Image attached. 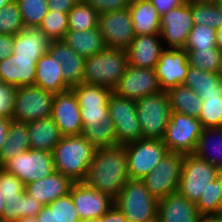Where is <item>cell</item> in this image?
<instances>
[{"label": "cell", "mask_w": 222, "mask_h": 222, "mask_svg": "<svg viewBox=\"0 0 222 222\" xmlns=\"http://www.w3.org/2000/svg\"><path fill=\"white\" fill-rule=\"evenodd\" d=\"M13 0H0V9Z\"/></svg>", "instance_id": "cell-61"}, {"label": "cell", "mask_w": 222, "mask_h": 222, "mask_svg": "<svg viewBox=\"0 0 222 222\" xmlns=\"http://www.w3.org/2000/svg\"><path fill=\"white\" fill-rule=\"evenodd\" d=\"M72 184L67 176L55 171L43 179L25 184L24 191L45 206L67 195Z\"/></svg>", "instance_id": "cell-24"}, {"label": "cell", "mask_w": 222, "mask_h": 222, "mask_svg": "<svg viewBox=\"0 0 222 222\" xmlns=\"http://www.w3.org/2000/svg\"><path fill=\"white\" fill-rule=\"evenodd\" d=\"M25 29L16 0L0 9V34L16 35Z\"/></svg>", "instance_id": "cell-45"}, {"label": "cell", "mask_w": 222, "mask_h": 222, "mask_svg": "<svg viewBox=\"0 0 222 222\" xmlns=\"http://www.w3.org/2000/svg\"><path fill=\"white\" fill-rule=\"evenodd\" d=\"M154 69L162 91L183 84L189 69L186 51L164 49Z\"/></svg>", "instance_id": "cell-19"}, {"label": "cell", "mask_w": 222, "mask_h": 222, "mask_svg": "<svg viewBox=\"0 0 222 222\" xmlns=\"http://www.w3.org/2000/svg\"><path fill=\"white\" fill-rule=\"evenodd\" d=\"M71 89L80 106L83 125L96 126L109 116L108 100L112 93L111 89L84 82L72 86Z\"/></svg>", "instance_id": "cell-12"}, {"label": "cell", "mask_w": 222, "mask_h": 222, "mask_svg": "<svg viewBox=\"0 0 222 222\" xmlns=\"http://www.w3.org/2000/svg\"><path fill=\"white\" fill-rule=\"evenodd\" d=\"M2 168L28 184L55 172L53 152L29 149L8 160Z\"/></svg>", "instance_id": "cell-11"}, {"label": "cell", "mask_w": 222, "mask_h": 222, "mask_svg": "<svg viewBox=\"0 0 222 222\" xmlns=\"http://www.w3.org/2000/svg\"><path fill=\"white\" fill-rule=\"evenodd\" d=\"M95 150L83 135L62 136L53 150L55 171L73 183L83 182Z\"/></svg>", "instance_id": "cell-2"}, {"label": "cell", "mask_w": 222, "mask_h": 222, "mask_svg": "<svg viewBox=\"0 0 222 222\" xmlns=\"http://www.w3.org/2000/svg\"><path fill=\"white\" fill-rule=\"evenodd\" d=\"M127 67V51L107 47L103 51L85 58L82 82L104 86L113 91Z\"/></svg>", "instance_id": "cell-3"}, {"label": "cell", "mask_w": 222, "mask_h": 222, "mask_svg": "<svg viewBox=\"0 0 222 222\" xmlns=\"http://www.w3.org/2000/svg\"><path fill=\"white\" fill-rule=\"evenodd\" d=\"M218 211H222V192H221V196H220V203H219Z\"/></svg>", "instance_id": "cell-63"}, {"label": "cell", "mask_w": 222, "mask_h": 222, "mask_svg": "<svg viewBox=\"0 0 222 222\" xmlns=\"http://www.w3.org/2000/svg\"><path fill=\"white\" fill-rule=\"evenodd\" d=\"M82 135L97 149L116 146V132L114 123L109 116L96 126L83 125Z\"/></svg>", "instance_id": "cell-36"}, {"label": "cell", "mask_w": 222, "mask_h": 222, "mask_svg": "<svg viewBox=\"0 0 222 222\" xmlns=\"http://www.w3.org/2000/svg\"><path fill=\"white\" fill-rule=\"evenodd\" d=\"M154 7L157 9L160 16L167 13L173 8L182 6L186 3V0H150Z\"/></svg>", "instance_id": "cell-49"}, {"label": "cell", "mask_w": 222, "mask_h": 222, "mask_svg": "<svg viewBox=\"0 0 222 222\" xmlns=\"http://www.w3.org/2000/svg\"><path fill=\"white\" fill-rule=\"evenodd\" d=\"M183 85L198 95L222 94V81L215 72L203 71L189 66Z\"/></svg>", "instance_id": "cell-34"}, {"label": "cell", "mask_w": 222, "mask_h": 222, "mask_svg": "<svg viewBox=\"0 0 222 222\" xmlns=\"http://www.w3.org/2000/svg\"><path fill=\"white\" fill-rule=\"evenodd\" d=\"M39 28L51 39L62 40L69 30L68 13L49 10Z\"/></svg>", "instance_id": "cell-44"}, {"label": "cell", "mask_w": 222, "mask_h": 222, "mask_svg": "<svg viewBox=\"0 0 222 222\" xmlns=\"http://www.w3.org/2000/svg\"><path fill=\"white\" fill-rule=\"evenodd\" d=\"M108 112L114 123L117 144L124 145L142 139L136 101L112 91L108 100Z\"/></svg>", "instance_id": "cell-10"}, {"label": "cell", "mask_w": 222, "mask_h": 222, "mask_svg": "<svg viewBox=\"0 0 222 222\" xmlns=\"http://www.w3.org/2000/svg\"><path fill=\"white\" fill-rule=\"evenodd\" d=\"M14 36L0 34V60H3L13 53Z\"/></svg>", "instance_id": "cell-51"}, {"label": "cell", "mask_w": 222, "mask_h": 222, "mask_svg": "<svg viewBox=\"0 0 222 222\" xmlns=\"http://www.w3.org/2000/svg\"><path fill=\"white\" fill-rule=\"evenodd\" d=\"M186 2L188 3H218L219 0H186Z\"/></svg>", "instance_id": "cell-57"}, {"label": "cell", "mask_w": 222, "mask_h": 222, "mask_svg": "<svg viewBox=\"0 0 222 222\" xmlns=\"http://www.w3.org/2000/svg\"><path fill=\"white\" fill-rule=\"evenodd\" d=\"M99 13L80 0L68 13L69 30L83 31L98 27Z\"/></svg>", "instance_id": "cell-37"}, {"label": "cell", "mask_w": 222, "mask_h": 222, "mask_svg": "<svg viewBox=\"0 0 222 222\" xmlns=\"http://www.w3.org/2000/svg\"><path fill=\"white\" fill-rule=\"evenodd\" d=\"M98 28L108 48L125 50L135 37L128 8L99 14Z\"/></svg>", "instance_id": "cell-15"}, {"label": "cell", "mask_w": 222, "mask_h": 222, "mask_svg": "<svg viewBox=\"0 0 222 222\" xmlns=\"http://www.w3.org/2000/svg\"><path fill=\"white\" fill-rule=\"evenodd\" d=\"M183 158V154L169 152L155 169L144 177L146 188L157 200L178 191Z\"/></svg>", "instance_id": "cell-13"}, {"label": "cell", "mask_w": 222, "mask_h": 222, "mask_svg": "<svg viewBox=\"0 0 222 222\" xmlns=\"http://www.w3.org/2000/svg\"><path fill=\"white\" fill-rule=\"evenodd\" d=\"M129 179L124 145L97 148L84 183L115 199Z\"/></svg>", "instance_id": "cell-1"}, {"label": "cell", "mask_w": 222, "mask_h": 222, "mask_svg": "<svg viewBox=\"0 0 222 222\" xmlns=\"http://www.w3.org/2000/svg\"><path fill=\"white\" fill-rule=\"evenodd\" d=\"M125 50L128 54V66L154 69L164 46L160 34L135 35Z\"/></svg>", "instance_id": "cell-20"}, {"label": "cell", "mask_w": 222, "mask_h": 222, "mask_svg": "<svg viewBox=\"0 0 222 222\" xmlns=\"http://www.w3.org/2000/svg\"><path fill=\"white\" fill-rule=\"evenodd\" d=\"M142 139H163L167 128L171 107L168 93L145 96L136 101Z\"/></svg>", "instance_id": "cell-5"}, {"label": "cell", "mask_w": 222, "mask_h": 222, "mask_svg": "<svg viewBox=\"0 0 222 222\" xmlns=\"http://www.w3.org/2000/svg\"><path fill=\"white\" fill-rule=\"evenodd\" d=\"M17 88L0 81V116L12 119Z\"/></svg>", "instance_id": "cell-47"}, {"label": "cell", "mask_w": 222, "mask_h": 222, "mask_svg": "<svg viewBox=\"0 0 222 222\" xmlns=\"http://www.w3.org/2000/svg\"><path fill=\"white\" fill-rule=\"evenodd\" d=\"M12 119L0 116V151L4 146Z\"/></svg>", "instance_id": "cell-53"}, {"label": "cell", "mask_w": 222, "mask_h": 222, "mask_svg": "<svg viewBox=\"0 0 222 222\" xmlns=\"http://www.w3.org/2000/svg\"><path fill=\"white\" fill-rule=\"evenodd\" d=\"M171 111L194 118L199 117L203 100L191 88L181 84L167 91Z\"/></svg>", "instance_id": "cell-32"}, {"label": "cell", "mask_w": 222, "mask_h": 222, "mask_svg": "<svg viewBox=\"0 0 222 222\" xmlns=\"http://www.w3.org/2000/svg\"><path fill=\"white\" fill-rule=\"evenodd\" d=\"M4 206H5V201H4V197H3L1 190H0V222H3Z\"/></svg>", "instance_id": "cell-56"}, {"label": "cell", "mask_w": 222, "mask_h": 222, "mask_svg": "<svg viewBox=\"0 0 222 222\" xmlns=\"http://www.w3.org/2000/svg\"><path fill=\"white\" fill-rule=\"evenodd\" d=\"M117 95L137 101L145 96L162 92L155 69L128 66L113 90Z\"/></svg>", "instance_id": "cell-16"}, {"label": "cell", "mask_w": 222, "mask_h": 222, "mask_svg": "<svg viewBox=\"0 0 222 222\" xmlns=\"http://www.w3.org/2000/svg\"><path fill=\"white\" fill-rule=\"evenodd\" d=\"M28 135L27 123L11 121L6 142L0 151V167L8 160L30 149Z\"/></svg>", "instance_id": "cell-31"}, {"label": "cell", "mask_w": 222, "mask_h": 222, "mask_svg": "<svg viewBox=\"0 0 222 222\" xmlns=\"http://www.w3.org/2000/svg\"><path fill=\"white\" fill-rule=\"evenodd\" d=\"M3 222H15L21 217H36L43 204L25 192L20 198L4 199Z\"/></svg>", "instance_id": "cell-35"}, {"label": "cell", "mask_w": 222, "mask_h": 222, "mask_svg": "<svg viewBox=\"0 0 222 222\" xmlns=\"http://www.w3.org/2000/svg\"><path fill=\"white\" fill-rule=\"evenodd\" d=\"M220 173L215 166L200 157L194 154L184 155L178 191L196 203L209 183L219 177Z\"/></svg>", "instance_id": "cell-6"}, {"label": "cell", "mask_w": 222, "mask_h": 222, "mask_svg": "<svg viewBox=\"0 0 222 222\" xmlns=\"http://www.w3.org/2000/svg\"><path fill=\"white\" fill-rule=\"evenodd\" d=\"M51 118L58 125L62 136L82 135L80 106L71 88L54 94Z\"/></svg>", "instance_id": "cell-17"}, {"label": "cell", "mask_w": 222, "mask_h": 222, "mask_svg": "<svg viewBox=\"0 0 222 222\" xmlns=\"http://www.w3.org/2000/svg\"><path fill=\"white\" fill-rule=\"evenodd\" d=\"M217 75L220 78V80L222 81V55H221V60H220V63H219V68H218V71H217Z\"/></svg>", "instance_id": "cell-59"}, {"label": "cell", "mask_w": 222, "mask_h": 222, "mask_svg": "<svg viewBox=\"0 0 222 222\" xmlns=\"http://www.w3.org/2000/svg\"><path fill=\"white\" fill-rule=\"evenodd\" d=\"M54 94L36 85L18 87L12 120L28 123L51 116Z\"/></svg>", "instance_id": "cell-9"}, {"label": "cell", "mask_w": 222, "mask_h": 222, "mask_svg": "<svg viewBox=\"0 0 222 222\" xmlns=\"http://www.w3.org/2000/svg\"><path fill=\"white\" fill-rule=\"evenodd\" d=\"M203 100L198 119L203 128H220L222 125V94L199 95Z\"/></svg>", "instance_id": "cell-38"}, {"label": "cell", "mask_w": 222, "mask_h": 222, "mask_svg": "<svg viewBox=\"0 0 222 222\" xmlns=\"http://www.w3.org/2000/svg\"><path fill=\"white\" fill-rule=\"evenodd\" d=\"M128 9L135 35L160 34L161 16L150 0H131Z\"/></svg>", "instance_id": "cell-27"}, {"label": "cell", "mask_w": 222, "mask_h": 222, "mask_svg": "<svg viewBox=\"0 0 222 222\" xmlns=\"http://www.w3.org/2000/svg\"><path fill=\"white\" fill-rule=\"evenodd\" d=\"M193 26L191 6L188 2L162 15L160 35L164 49H183Z\"/></svg>", "instance_id": "cell-14"}, {"label": "cell", "mask_w": 222, "mask_h": 222, "mask_svg": "<svg viewBox=\"0 0 222 222\" xmlns=\"http://www.w3.org/2000/svg\"><path fill=\"white\" fill-rule=\"evenodd\" d=\"M202 130L199 119L171 111L162 141L169 152L193 154Z\"/></svg>", "instance_id": "cell-8"}, {"label": "cell", "mask_w": 222, "mask_h": 222, "mask_svg": "<svg viewBox=\"0 0 222 222\" xmlns=\"http://www.w3.org/2000/svg\"><path fill=\"white\" fill-rule=\"evenodd\" d=\"M197 222H219L215 215H201Z\"/></svg>", "instance_id": "cell-54"}, {"label": "cell", "mask_w": 222, "mask_h": 222, "mask_svg": "<svg viewBox=\"0 0 222 222\" xmlns=\"http://www.w3.org/2000/svg\"><path fill=\"white\" fill-rule=\"evenodd\" d=\"M114 204L129 222H157L158 200L148 191L143 180L129 178Z\"/></svg>", "instance_id": "cell-4"}, {"label": "cell", "mask_w": 222, "mask_h": 222, "mask_svg": "<svg viewBox=\"0 0 222 222\" xmlns=\"http://www.w3.org/2000/svg\"><path fill=\"white\" fill-rule=\"evenodd\" d=\"M25 28L39 27L49 11L47 0H16Z\"/></svg>", "instance_id": "cell-41"}, {"label": "cell", "mask_w": 222, "mask_h": 222, "mask_svg": "<svg viewBox=\"0 0 222 222\" xmlns=\"http://www.w3.org/2000/svg\"><path fill=\"white\" fill-rule=\"evenodd\" d=\"M222 192V172L219 177L209 183L208 188L202 193L195 203L200 215H215L218 212Z\"/></svg>", "instance_id": "cell-43"}, {"label": "cell", "mask_w": 222, "mask_h": 222, "mask_svg": "<svg viewBox=\"0 0 222 222\" xmlns=\"http://www.w3.org/2000/svg\"><path fill=\"white\" fill-rule=\"evenodd\" d=\"M200 216L195 203L179 191L158 200L157 222H197Z\"/></svg>", "instance_id": "cell-21"}, {"label": "cell", "mask_w": 222, "mask_h": 222, "mask_svg": "<svg viewBox=\"0 0 222 222\" xmlns=\"http://www.w3.org/2000/svg\"><path fill=\"white\" fill-rule=\"evenodd\" d=\"M50 43L51 39L39 27H28L14 35L12 54L16 58H41Z\"/></svg>", "instance_id": "cell-25"}, {"label": "cell", "mask_w": 222, "mask_h": 222, "mask_svg": "<svg viewBox=\"0 0 222 222\" xmlns=\"http://www.w3.org/2000/svg\"><path fill=\"white\" fill-rule=\"evenodd\" d=\"M217 30L207 25L194 24L184 50L213 49L217 47Z\"/></svg>", "instance_id": "cell-42"}, {"label": "cell", "mask_w": 222, "mask_h": 222, "mask_svg": "<svg viewBox=\"0 0 222 222\" xmlns=\"http://www.w3.org/2000/svg\"><path fill=\"white\" fill-rule=\"evenodd\" d=\"M83 58L91 57L107 48L99 28L91 30H68L62 39Z\"/></svg>", "instance_id": "cell-29"}, {"label": "cell", "mask_w": 222, "mask_h": 222, "mask_svg": "<svg viewBox=\"0 0 222 222\" xmlns=\"http://www.w3.org/2000/svg\"><path fill=\"white\" fill-rule=\"evenodd\" d=\"M24 189L25 184L18 177L0 167V190L4 199L20 198Z\"/></svg>", "instance_id": "cell-46"}, {"label": "cell", "mask_w": 222, "mask_h": 222, "mask_svg": "<svg viewBox=\"0 0 222 222\" xmlns=\"http://www.w3.org/2000/svg\"><path fill=\"white\" fill-rule=\"evenodd\" d=\"M193 154L222 172V130L203 128Z\"/></svg>", "instance_id": "cell-30"}, {"label": "cell", "mask_w": 222, "mask_h": 222, "mask_svg": "<svg viewBox=\"0 0 222 222\" xmlns=\"http://www.w3.org/2000/svg\"><path fill=\"white\" fill-rule=\"evenodd\" d=\"M69 193L72 196L80 219L100 218L114 204V199L87 186L84 182H75Z\"/></svg>", "instance_id": "cell-18"}, {"label": "cell", "mask_w": 222, "mask_h": 222, "mask_svg": "<svg viewBox=\"0 0 222 222\" xmlns=\"http://www.w3.org/2000/svg\"><path fill=\"white\" fill-rule=\"evenodd\" d=\"M101 222H129L122 211L115 205L101 216Z\"/></svg>", "instance_id": "cell-52"}, {"label": "cell", "mask_w": 222, "mask_h": 222, "mask_svg": "<svg viewBox=\"0 0 222 222\" xmlns=\"http://www.w3.org/2000/svg\"><path fill=\"white\" fill-rule=\"evenodd\" d=\"M99 14L128 8L131 0H83Z\"/></svg>", "instance_id": "cell-48"}, {"label": "cell", "mask_w": 222, "mask_h": 222, "mask_svg": "<svg viewBox=\"0 0 222 222\" xmlns=\"http://www.w3.org/2000/svg\"><path fill=\"white\" fill-rule=\"evenodd\" d=\"M15 222H37L36 217H21Z\"/></svg>", "instance_id": "cell-58"}, {"label": "cell", "mask_w": 222, "mask_h": 222, "mask_svg": "<svg viewBox=\"0 0 222 222\" xmlns=\"http://www.w3.org/2000/svg\"><path fill=\"white\" fill-rule=\"evenodd\" d=\"M44 90L57 94L71 88L63 79L62 66L46 52L36 63L35 84Z\"/></svg>", "instance_id": "cell-26"}, {"label": "cell", "mask_w": 222, "mask_h": 222, "mask_svg": "<svg viewBox=\"0 0 222 222\" xmlns=\"http://www.w3.org/2000/svg\"><path fill=\"white\" fill-rule=\"evenodd\" d=\"M124 147L131 179L143 180L169 153L161 139H139L124 144Z\"/></svg>", "instance_id": "cell-7"}, {"label": "cell", "mask_w": 222, "mask_h": 222, "mask_svg": "<svg viewBox=\"0 0 222 222\" xmlns=\"http://www.w3.org/2000/svg\"><path fill=\"white\" fill-rule=\"evenodd\" d=\"M30 149L53 152L62 135L51 116L27 123Z\"/></svg>", "instance_id": "cell-28"}, {"label": "cell", "mask_w": 222, "mask_h": 222, "mask_svg": "<svg viewBox=\"0 0 222 222\" xmlns=\"http://www.w3.org/2000/svg\"><path fill=\"white\" fill-rule=\"evenodd\" d=\"M37 222H80L72 196L68 193L43 206L36 215Z\"/></svg>", "instance_id": "cell-33"}, {"label": "cell", "mask_w": 222, "mask_h": 222, "mask_svg": "<svg viewBox=\"0 0 222 222\" xmlns=\"http://www.w3.org/2000/svg\"><path fill=\"white\" fill-rule=\"evenodd\" d=\"M40 58H16L11 54L0 60V81L16 88L35 84L36 63Z\"/></svg>", "instance_id": "cell-22"}, {"label": "cell", "mask_w": 222, "mask_h": 222, "mask_svg": "<svg viewBox=\"0 0 222 222\" xmlns=\"http://www.w3.org/2000/svg\"><path fill=\"white\" fill-rule=\"evenodd\" d=\"M216 218L219 220V222H222V211H218L216 214H215Z\"/></svg>", "instance_id": "cell-62"}, {"label": "cell", "mask_w": 222, "mask_h": 222, "mask_svg": "<svg viewBox=\"0 0 222 222\" xmlns=\"http://www.w3.org/2000/svg\"><path fill=\"white\" fill-rule=\"evenodd\" d=\"M194 24L207 25L215 30L222 27V8L218 3H189Z\"/></svg>", "instance_id": "cell-39"}, {"label": "cell", "mask_w": 222, "mask_h": 222, "mask_svg": "<svg viewBox=\"0 0 222 222\" xmlns=\"http://www.w3.org/2000/svg\"><path fill=\"white\" fill-rule=\"evenodd\" d=\"M80 222H101V217L100 218L82 219Z\"/></svg>", "instance_id": "cell-60"}, {"label": "cell", "mask_w": 222, "mask_h": 222, "mask_svg": "<svg viewBox=\"0 0 222 222\" xmlns=\"http://www.w3.org/2000/svg\"><path fill=\"white\" fill-rule=\"evenodd\" d=\"M185 51L189 66L217 73L222 55V51L218 47Z\"/></svg>", "instance_id": "cell-40"}, {"label": "cell", "mask_w": 222, "mask_h": 222, "mask_svg": "<svg viewBox=\"0 0 222 222\" xmlns=\"http://www.w3.org/2000/svg\"><path fill=\"white\" fill-rule=\"evenodd\" d=\"M218 4L221 6L222 8V0H219Z\"/></svg>", "instance_id": "cell-64"}, {"label": "cell", "mask_w": 222, "mask_h": 222, "mask_svg": "<svg viewBox=\"0 0 222 222\" xmlns=\"http://www.w3.org/2000/svg\"><path fill=\"white\" fill-rule=\"evenodd\" d=\"M216 42L217 47L222 51V27L217 30Z\"/></svg>", "instance_id": "cell-55"}, {"label": "cell", "mask_w": 222, "mask_h": 222, "mask_svg": "<svg viewBox=\"0 0 222 222\" xmlns=\"http://www.w3.org/2000/svg\"><path fill=\"white\" fill-rule=\"evenodd\" d=\"M48 52L62 66L63 79L72 87L82 82L84 61L81 55L69 47L63 40H53Z\"/></svg>", "instance_id": "cell-23"}, {"label": "cell", "mask_w": 222, "mask_h": 222, "mask_svg": "<svg viewBox=\"0 0 222 222\" xmlns=\"http://www.w3.org/2000/svg\"><path fill=\"white\" fill-rule=\"evenodd\" d=\"M79 1L80 0H47L49 10H55L61 13H69Z\"/></svg>", "instance_id": "cell-50"}]
</instances>
